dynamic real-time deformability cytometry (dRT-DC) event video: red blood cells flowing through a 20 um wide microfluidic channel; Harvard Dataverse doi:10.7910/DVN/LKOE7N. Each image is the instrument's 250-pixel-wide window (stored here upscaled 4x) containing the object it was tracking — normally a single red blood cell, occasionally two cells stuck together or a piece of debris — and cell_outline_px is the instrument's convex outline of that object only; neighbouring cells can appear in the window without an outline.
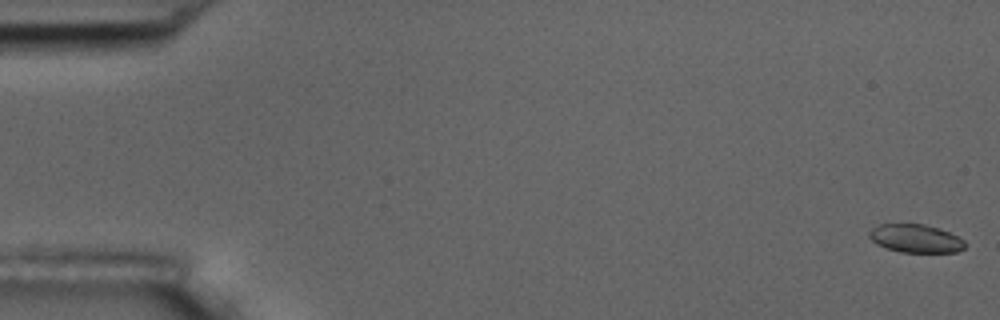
{"species": "common noctule bat (a hibernating species)", "species_latin": "Nyctalus noctula", "temperature_condition": "room temperature", "stored_images_in_passage": 56, "camera_frame_rate_fps": 3000, "um_per_image_px": 0.085, "animal": {"sex": "male", "body_mass_g": 17.5, "forearm_length_mm": 52.3}, "frame": {"image": 1, "passage_image": 1, "time_ms": 0.0, "image_size_px": [1000, 320], "cell_outline_px": [[964, 248], [956, 252], [900, 252], [884, 248], [876, 244], [868, 236], [868, 232], [872, 228], [880, 224], [908, 220], [940, 228], [964, 240]], "centroid_in_image_um": [77.75, 20.22], "position_along_channel_um": 7.3, "area_um2": 16.42}}
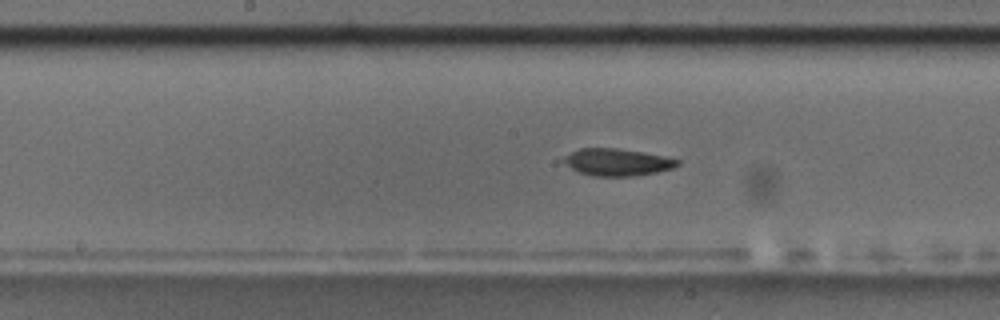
{"frame": {"image": 2, "passage_image": 29, "time_ms": 9.333, "image_size_px": [1000, 320], "cell_outline_px": [[680, 164], [672, 168], [656, 172], [632, 176], [592, 176], [580, 172], [556, 160], [580, 148], [616, 148], [644, 152], [664, 156], [680, 160]], "centroid_in_image_um": [52.41, 13.78], "position_along_channel_um": 195.8, "area_um2": 18.09}}
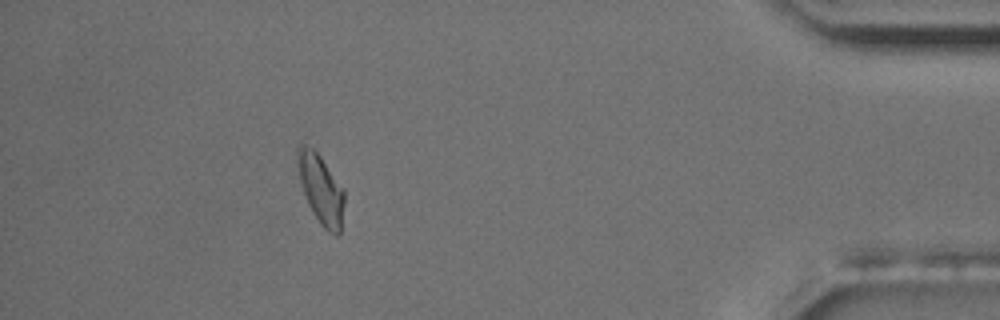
{"frame": {"image": 3, "passage_image": 51, "time_ms": 16.667, "image_size_px": [1000, 320], "cell_outline_px": [[344, 204], [340, 236], [336, 236], [328, 232], [320, 224], [312, 212], [308, 204], [300, 184], [296, 156], [296, 148], [300, 140], [304, 140], [320, 156], [344, 188]], "centroid_in_image_um": [27.25, 16.03], "position_along_channel_um": 408.0, "area_um2": 19.48}, "authors_computed_cell_mechanics": {"area_um2": 18.207, "velocity_mm_per_s": 3.5992, "shape_relaxation_time_tau1_ms": 3.8412, "shape_relaxation_time_tau2_ms": null, "deformation_change_tau1": 0.0948, "deformation_change_tau2": null}}